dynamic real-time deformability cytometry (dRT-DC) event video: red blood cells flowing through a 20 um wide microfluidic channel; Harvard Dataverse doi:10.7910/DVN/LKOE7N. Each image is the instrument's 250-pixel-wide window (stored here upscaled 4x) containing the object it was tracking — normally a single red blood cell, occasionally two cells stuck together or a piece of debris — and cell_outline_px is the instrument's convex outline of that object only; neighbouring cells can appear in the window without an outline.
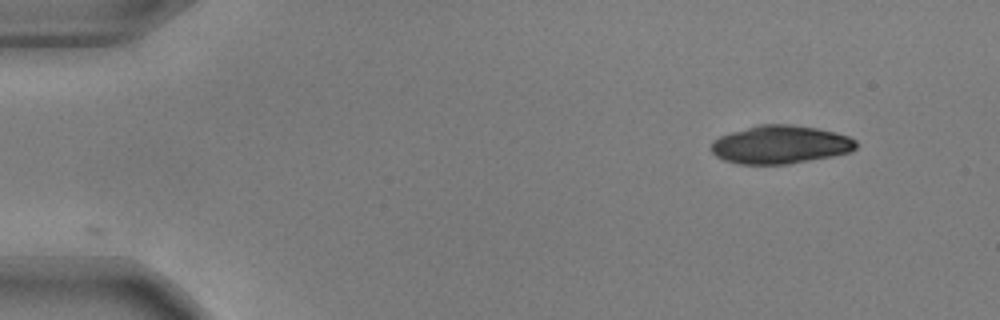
{"species": "common noctule bat (a hibernating species)", "species_latin": "Nyctalus noctula", "temperature_condition": "warm", "stored_images_in_passage": 36, "camera_frame_rate_fps": 3000, "um_per_image_px": 0.085, "animal": {"sex": "male", "body_mass_g": 17.9, "forearm_length_mm": 54.2}, "frame": {"image": 1, "passage_image": 1, "time_ms": 0.0, "image_size_px": [1000, 320], "cell_outline_px": [[856, 148], [852, 152], [832, 156], [788, 164], [736, 164], [724, 160], [716, 156], [712, 152], [712, 140], [720, 136], [732, 132], [760, 124], [792, 124], [816, 128], [836, 132], [848, 136], [856, 140]], "centroid_in_image_um": [66.34, 12.29], "position_along_channel_um": 18.7, "area_um2": 32.31}}
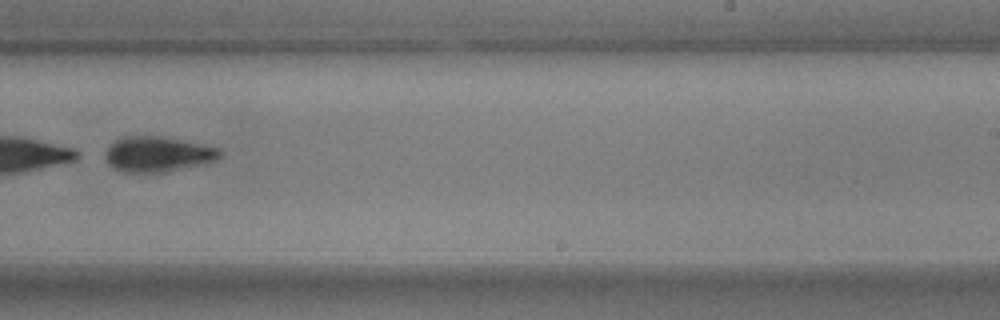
{"frame": {"image": 2, "passage_image": 30, "time_ms": 9.667, "image_size_px": [1000, 320], "cell_outline_px": [[224, 152], [216, 160], [204, 164], [160, 172], [124, 172], [108, 164], [104, 156], [108, 148], [116, 140], [124, 136], [160, 136], [204, 144], [220, 148]], "centroid_in_image_um": [13.45, 13.09], "position_along_channel_um": 275.6, "area_um2": 23.47}}